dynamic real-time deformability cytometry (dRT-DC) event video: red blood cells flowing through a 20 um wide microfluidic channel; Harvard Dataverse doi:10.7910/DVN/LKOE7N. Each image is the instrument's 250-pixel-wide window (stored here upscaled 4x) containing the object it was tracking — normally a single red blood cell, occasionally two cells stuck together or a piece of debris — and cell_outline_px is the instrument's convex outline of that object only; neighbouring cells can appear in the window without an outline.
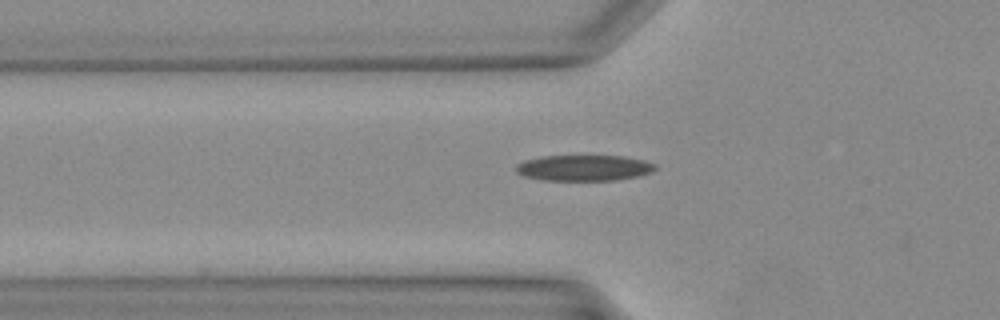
{"species": "Egyptian fruit bat (a non-hibernating species)", "species_latin": "Rousettus aegyptiacus", "temperature_condition": "warm", "stored_images_in_passage": 28, "camera_frame_rate_fps": 3000, "um_per_image_px": 0.085, "animal": {"sex": "female"}, "frame": {"image": 1, "passage_image": 4, "time_ms": 1.0, "image_size_px": [1000, 320], "cell_outline_px": [[656, 168], [652, 172], [636, 176], [616, 180], [544, 180], [524, 176], [516, 172], [516, 164], [524, 160], [544, 156], [624, 156], [644, 160], [656, 164]], "centroid_in_image_um": [49.63, 14.27], "position_along_channel_um": 76.2, "area_um2": 20.92}}
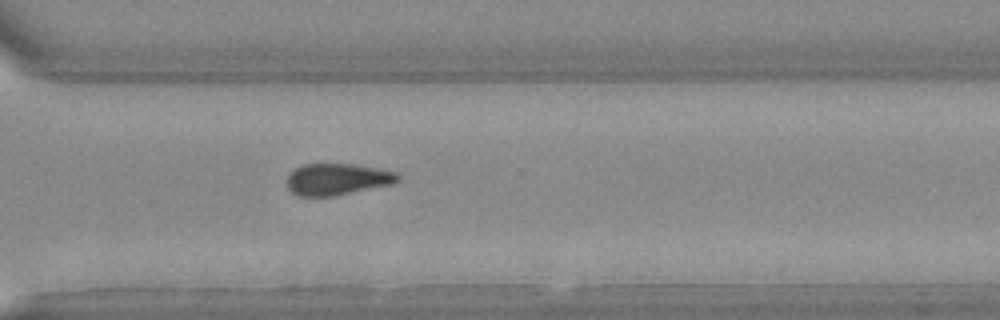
{"frame": {"image": 2, "passage_image": 19, "time_ms": 6.0, "image_size_px": [1000, 320], "cell_outline_px": [[400, 180], [392, 184], [332, 196], [300, 196], [292, 192], [288, 188], [284, 180], [296, 168], [304, 164], [352, 164], [384, 168], [396, 172], [400, 176]], "centroid_in_image_um": [28.69, 15.22], "position_along_channel_um": 341.9, "area_um2": 20.52}}
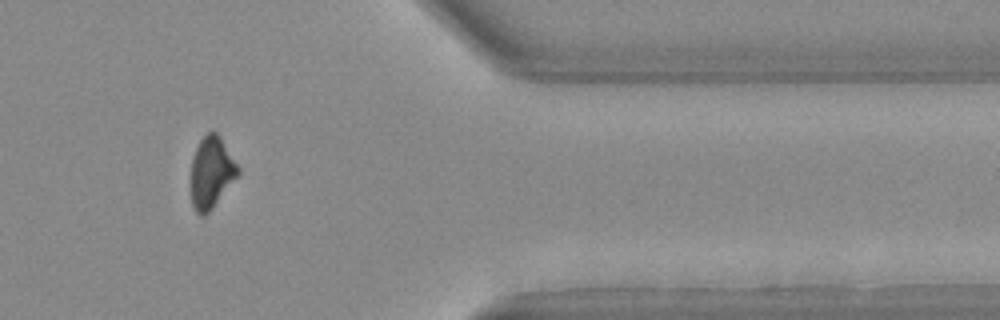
{"frame": {"image": 3, "passage_image": 23, "time_ms": 7.333, "image_size_px": [1000, 320], "cell_outline_px": [[240, 172], [212, 208], [204, 216], [200, 216], [196, 212], [192, 204], [192, 156], [200, 140], [208, 132], [216, 132], [220, 136], [240, 168]], "centroid_in_image_um": [17.97, 14.64], "position_along_channel_um": 393.4, "area_um2": 19.25}}